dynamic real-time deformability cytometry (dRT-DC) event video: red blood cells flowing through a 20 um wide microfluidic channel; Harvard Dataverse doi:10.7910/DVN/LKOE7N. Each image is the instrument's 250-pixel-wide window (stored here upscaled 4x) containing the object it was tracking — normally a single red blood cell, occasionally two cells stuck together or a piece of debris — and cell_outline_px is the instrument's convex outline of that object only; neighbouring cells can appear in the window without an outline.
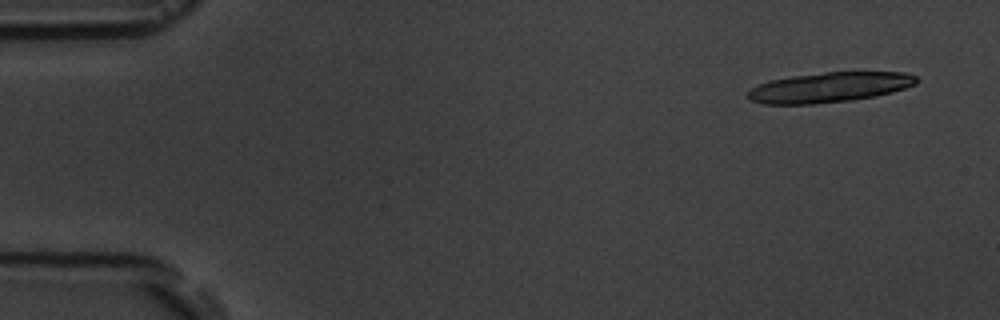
{"species": "common noctule bat (a hibernating species)", "species_latin": "Nyctalus noctula", "temperature_condition": "room temperature", "stored_images_in_passage": 5, "camera_frame_rate_fps": 3000, "um_per_image_px": 0.085, "animal": {"sex": "male", "body_mass_g": 19.5, "forearm_length_mm": 54.6}, "frame": {"image": 1, "passage_image": 1, "time_ms": 0.0, "image_size_px": [1000, 320], "cell_outline_px": [[920, 80], [916, 84], [892, 92], [876, 96], [852, 100], [812, 104], [760, 104], [748, 100], [748, 88], [768, 80], [792, 76], [824, 72], [904, 72], [916, 76]], "centroid_in_image_um": [70.46, 7.42], "position_along_channel_um": 14.5, "area_um2": 29.82}}
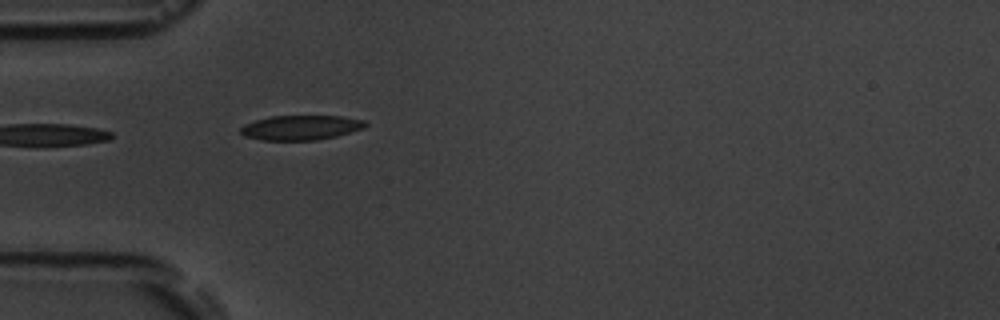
{"frame": {"image": 2, "passage_image": 5, "time_ms": 4.667, "image_size_px": [1000, 320], "cell_outline_px": [[368, 124], [364, 128], [336, 136], [316, 140], [260, 140], [244, 136], [240, 132], [240, 128], [244, 124], [256, 120], [272, 116], [340, 116], [364, 120]], "centroid_in_image_um": [25.56, 10.85], "position_along_channel_um": 59.4, "area_um2": 17.92}}